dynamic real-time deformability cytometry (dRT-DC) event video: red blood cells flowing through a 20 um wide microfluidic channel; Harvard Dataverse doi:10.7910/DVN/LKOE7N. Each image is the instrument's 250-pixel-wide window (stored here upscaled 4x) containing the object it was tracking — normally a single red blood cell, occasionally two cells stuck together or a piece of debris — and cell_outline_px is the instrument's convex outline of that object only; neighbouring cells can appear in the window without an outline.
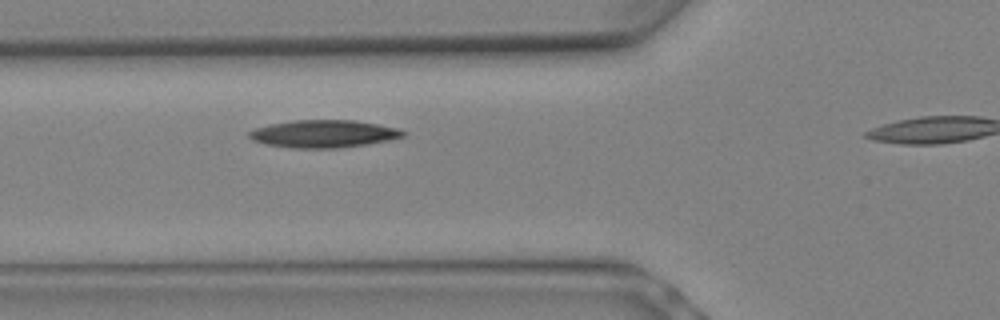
{"species": "Egyptian fruit bat (a non-hibernating species)", "species_latin": "Rousettus aegyptiacus", "temperature_condition": "warm", "stored_images_in_passage": 7, "segment_of_instrument_passage": [1, 2], "camera_frame_rate_fps": 3000, "um_per_image_px": 0.085, "animal": {"sex": "female"}, "frame": {"image": 1, "passage_image": 6, "time_ms": 1.667, "image_size_px": [1000, 320], "cell_outline_px": [[408, 132], [404, 136], [388, 140], [368, 144], [336, 148], [292, 148], [264, 144], [252, 140], [248, 136], [248, 132], [256, 128], [268, 124], [292, 120], [356, 120], [400, 128]], "centroid_in_image_um": [27.51, 11.37], "position_along_channel_um": 98.3, "area_um2": 24.97}}